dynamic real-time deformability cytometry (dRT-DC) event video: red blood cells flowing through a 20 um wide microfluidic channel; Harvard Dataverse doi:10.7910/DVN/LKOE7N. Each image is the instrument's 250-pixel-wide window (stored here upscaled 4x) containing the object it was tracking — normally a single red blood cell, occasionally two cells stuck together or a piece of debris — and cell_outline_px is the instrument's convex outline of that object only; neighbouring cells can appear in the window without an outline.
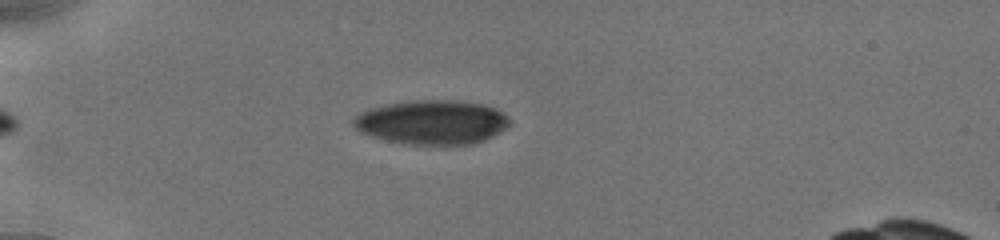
{"species": "human", "species_latin": "Homo sapiens", "temperature_condition": "cold", "stored_images_in_passage": 21, "camera_frame_rate_fps": 3000, "um_per_image_px": 0.085, "donor": {"sex": "male"}, "frame": {"image": 1, "passage_image": 7, "time_ms": 2.667, "image_size_px": [1000, 240], "cell_outline_px": [[512, 124], [492, 136], [484, 140], [472, 144], [408, 144], [388, 140], [372, 136], [360, 132], [352, 124], [352, 120], [360, 112], [368, 108], [388, 104], [416, 100], [456, 100], [484, 104], [496, 108], [508, 116]], "centroid_in_image_um": [36.74, 10.38], "position_along_channel_um": 48.3, "area_um2": 40.23}}
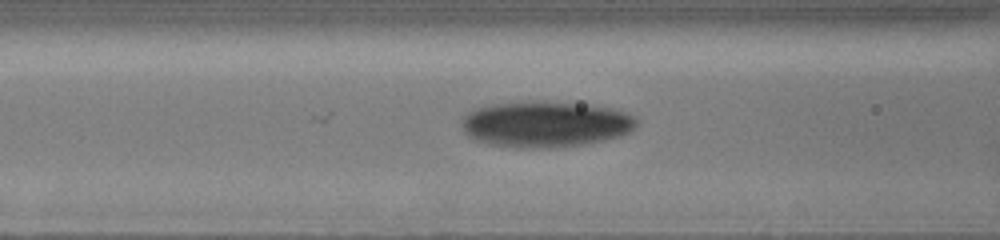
{"frame": {"image": 2, "passage_image": 15, "time_ms": 5.333, "image_size_px": [1000, 240], "cell_outline_px": [[640, 120], [628, 132], [620, 136], [604, 140], [584, 144], [548, 148], [520, 148], [488, 144], [472, 140], [464, 132], [460, 120], [468, 112], [476, 108], [492, 104], [536, 100], [544, 100], [588, 104], [612, 108], [636, 116]], "centroid_in_image_um": [46.34, 10.54], "position_along_channel_um": 120.3, "area_um2": 47.57}}
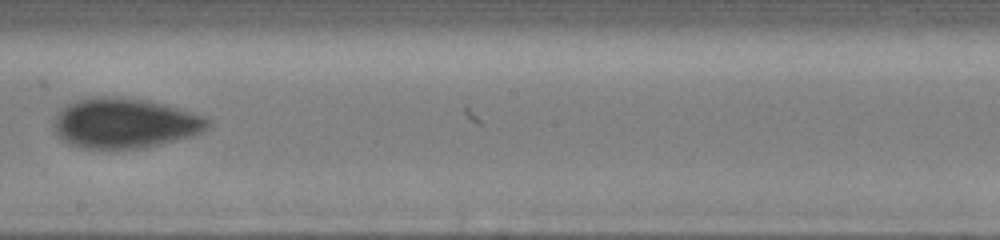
{"frame": {"image": 3, "passage_image": 20, "time_ms": 8.333, "image_size_px": [1000, 240], "cell_outline_px": [[212, 124], [204, 132], [192, 136], [140, 148], [80, 148], [68, 144], [56, 132], [52, 120], [60, 108], [76, 100], [92, 96], [116, 96], [148, 100], [164, 104], [208, 116], [212, 120]], "centroid_in_image_um": [10.63, 10.45], "position_along_channel_um": 237.6, "area_um2": 45.37}}